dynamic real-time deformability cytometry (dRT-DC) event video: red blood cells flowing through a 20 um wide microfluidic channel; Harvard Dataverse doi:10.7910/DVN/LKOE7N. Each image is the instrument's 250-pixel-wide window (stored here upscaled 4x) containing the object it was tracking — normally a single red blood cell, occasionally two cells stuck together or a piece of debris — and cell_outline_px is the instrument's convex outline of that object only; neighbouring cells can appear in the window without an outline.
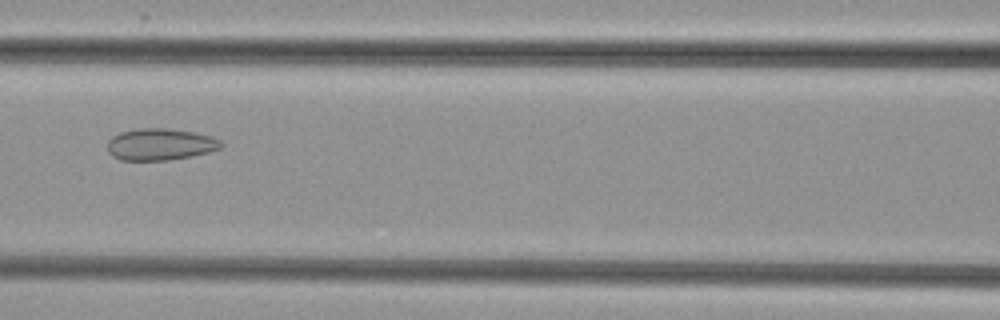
{"species": "common noctule bat (a hibernating species)", "species_latin": "Nyctalus noctula", "temperature_condition": "cold", "stored_images_in_passage": 36, "camera_frame_rate_fps": 3000, "um_per_image_px": 0.085, "animal": {"sex": "female", "body_mass_g": 29.2, "forearm_length_mm": 56.3}, "frame": {"image": 1, "passage_image": 13, "time_ms": 4.0, "image_size_px": [1000, 320], "cell_outline_px": [[224, 144], [220, 148], [208, 152], [168, 160], [120, 160], [112, 156], [108, 152], [108, 140], [112, 136], [120, 132], [136, 128], [164, 128], [196, 132], [212, 136], [220, 140]], "centroid_in_image_um": [13.6, 12.26], "position_along_channel_um": 153.0, "area_um2": 21.1}}
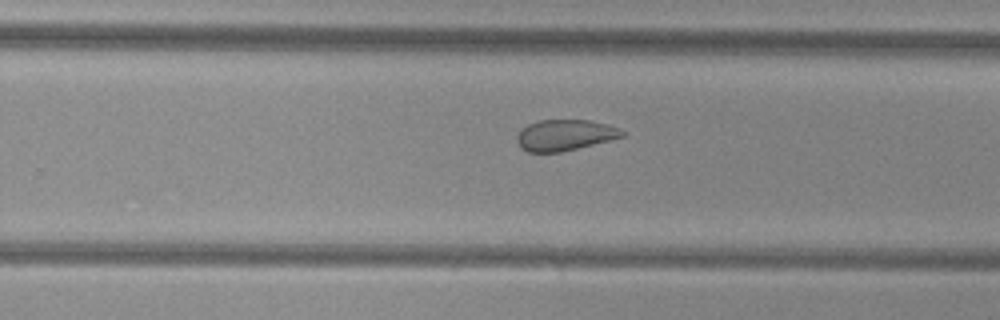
{"frame": {"image": 2, "passage_image": 23, "time_ms": 7.333, "image_size_px": [1000, 320], "cell_outline_px": [[624, 136], [560, 152], [528, 152], [520, 148], [516, 140], [516, 136], [528, 124], [536, 120], [588, 120], [608, 124], [620, 128], [624, 132]], "centroid_in_image_um": [47.98, 11.47], "position_along_channel_um": 281.8, "area_um2": 18.84}}
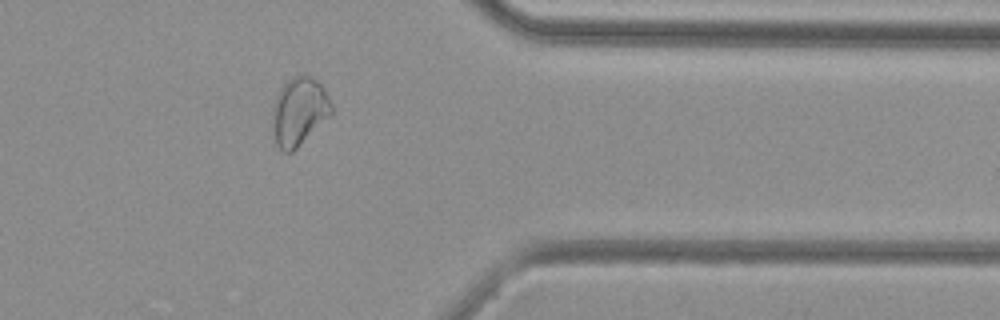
{"frame": {"image": 3, "passage_image": 32, "time_ms": 10.333, "image_size_px": [1000, 320], "cell_outline_px": [[332, 112], [292, 152], [284, 152], [276, 144], [272, 128], [272, 104], [280, 88], [292, 76], [312, 76], [324, 88], [332, 104]], "centroid_in_image_um": [25.38, 9.45], "position_along_channel_um": 386.0, "area_um2": 23.12}}